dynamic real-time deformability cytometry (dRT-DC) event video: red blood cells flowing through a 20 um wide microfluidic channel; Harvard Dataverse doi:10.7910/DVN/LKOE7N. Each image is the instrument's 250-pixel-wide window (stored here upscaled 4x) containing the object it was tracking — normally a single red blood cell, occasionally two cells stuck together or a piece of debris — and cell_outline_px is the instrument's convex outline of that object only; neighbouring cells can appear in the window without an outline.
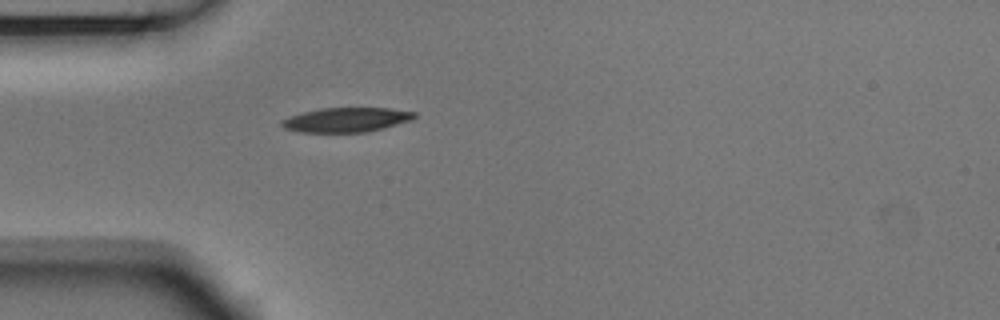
{"species": "Egyptian fruit bat (a non-hibernating species)", "species_latin": "Rousettus aegyptiacus", "temperature_condition": "room temperature", "stored_images_in_passage": 6, "segment_of_instrument_passage": [2, 2], "camera_frame_rate_fps": 3000, "um_per_image_px": 0.085, "animal": {"sex": "male"}, "frame": {"image": 1, "passage_image": 6, "time_ms": 1.667, "image_size_px": [1000, 320], "cell_outline_px": [[416, 116], [412, 120], [384, 128], [368, 132], [300, 132], [284, 128], [280, 124], [280, 120], [304, 112], [320, 108], [388, 108], [416, 112]], "centroid_in_image_um": [29.45, 10.18], "position_along_channel_um": 55.5, "area_um2": 18.9}}